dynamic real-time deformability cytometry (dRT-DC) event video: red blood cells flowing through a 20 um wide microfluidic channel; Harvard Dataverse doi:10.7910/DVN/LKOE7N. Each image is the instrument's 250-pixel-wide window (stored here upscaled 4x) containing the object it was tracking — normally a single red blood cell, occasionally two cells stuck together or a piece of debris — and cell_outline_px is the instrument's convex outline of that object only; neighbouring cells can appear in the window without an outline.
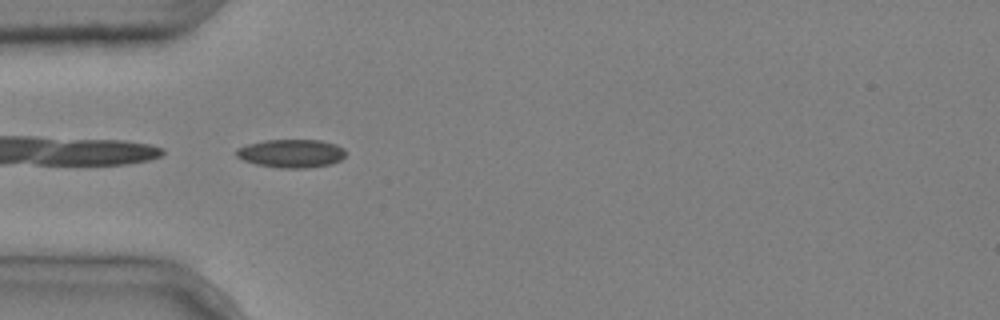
{"species": "common noctule bat (a hibernating species)", "species_latin": "Nyctalus noctula", "temperature_condition": "cold", "stored_images_in_passage": 7, "camera_frame_rate_fps": 3000, "um_per_image_px": 0.085, "animal": {"sex": "male", "body_mass_g": 20.4}, "frame": {"image": 1, "passage_image": 4, "time_ms": 1.0, "image_size_px": [1000, 320], "cell_outline_px": [[344, 156], [340, 160], [332, 164], [308, 168], [280, 168], [256, 164], [244, 160], [236, 156], [236, 148], [248, 144], [264, 140], [320, 140], [336, 144], [344, 148]], "centroid_in_image_um": [24.76, 13.04], "position_along_channel_um": 60.2, "area_um2": 18.09}}